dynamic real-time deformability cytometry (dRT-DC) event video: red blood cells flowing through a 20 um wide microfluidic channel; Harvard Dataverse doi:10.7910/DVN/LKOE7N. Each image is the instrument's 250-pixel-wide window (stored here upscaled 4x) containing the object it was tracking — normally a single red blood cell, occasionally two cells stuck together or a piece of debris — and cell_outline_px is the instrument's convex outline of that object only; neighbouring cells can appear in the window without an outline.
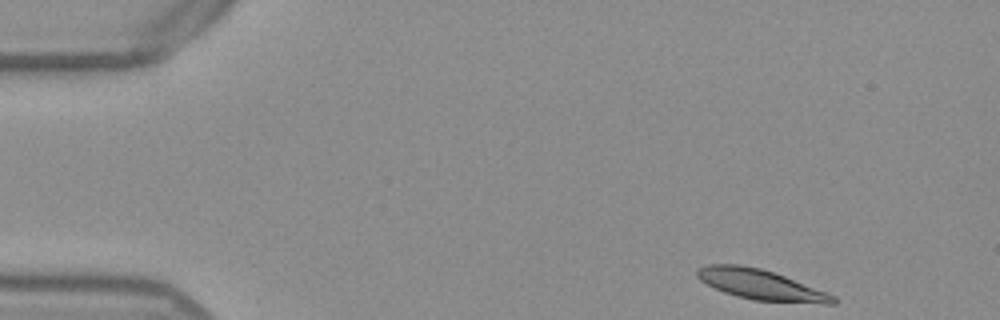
{"species": "Egyptian fruit bat (a non-hibernating species)", "species_latin": "Rousettus aegyptiacus", "temperature_condition": "warm", "stored_images_in_passage": 48, "camera_frame_rate_fps": 3000, "um_per_image_px": 0.085, "frame": {"image": 1, "passage_image": 1, "time_ms": 0.0, "image_size_px": [1000, 320], "cell_outline_px": [[840, 300], [836, 304], [824, 304], [752, 300], [736, 296], [724, 292], [700, 280], [696, 276], [696, 268], [704, 264], [740, 264], [760, 268], [784, 276], [828, 292], [836, 296]], "centroid_in_image_um": [64.7, 24.2], "position_along_channel_um": 20.3, "area_um2": 24.22}}
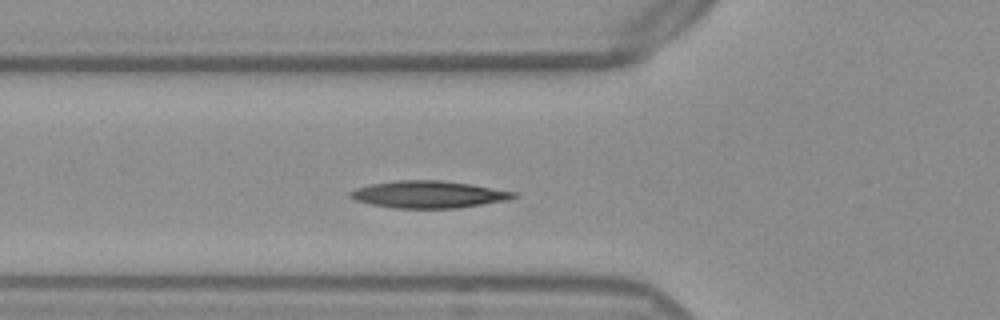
{"frame": {"image": 2, "passage_image": 14, "time_ms": 4.333, "image_size_px": [1000, 320], "cell_outline_px": [[516, 196], [508, 200], [456, 208], [392, 208], [372, 204], [356, 200], [348, 196], [348, 192], [356, 188], [372, 184], [396, 180], [440, 180], [472, 184], [516, 192]], "centroid_in_image_um": [36.41, 16.52], "position_along_channel_um": 89.4, "area_um2": 25.72}}
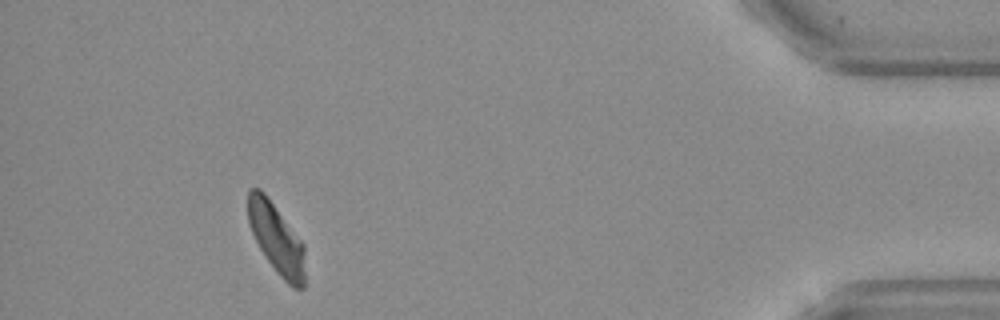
{"frame": {"image": 3, "passage_image": 44, "time_ms": 14.333, "image_size_px": [1000, 320], "cell_outline_px": [[304, 288], [292, 288], [276, 272], [260, 248], [252, 232], [248, 220], [248, 192], [252, 188], [260, 188], [264, 192], [304, 244]], "centroid_in_image_um": [23.5, 20.29], "position_along_channel_um": 411.7, "area_um2": 22.95}, "authors_computed_cell_mechanics": {"area_um2": 24.3627, "velocity_mm_per_s": 3.8172, "shape_relaxation_time_tau1_ms": 6.9058, "shape_relaxation_time_tau2_ms": null, "deformation_change_tau1": 0.1727, "deformation_change_tau2": null}}